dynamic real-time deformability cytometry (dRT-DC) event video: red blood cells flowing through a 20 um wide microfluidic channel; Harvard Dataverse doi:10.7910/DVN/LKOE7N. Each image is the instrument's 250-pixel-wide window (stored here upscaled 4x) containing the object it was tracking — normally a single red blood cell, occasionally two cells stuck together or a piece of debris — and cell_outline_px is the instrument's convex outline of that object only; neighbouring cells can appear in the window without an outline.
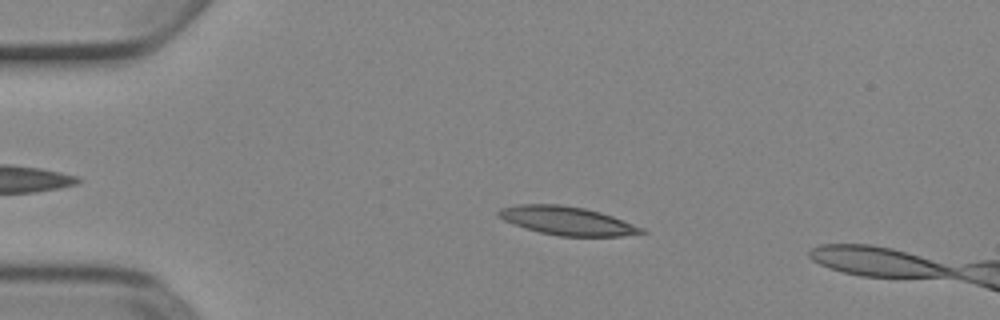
{"species": "Egyptian fruit bat (a non-hibernating species)", "species_latin": "Rousettus aegyptiacus", "temperature_condition": "cold", "stored_images_in_passage": 46, "camera_frame_rate_fps": 3000, "um_per_image_px": 0.085, "animal": {"sex": "female"}, "frame": {"image": 1, "passage_image": 11, "time_ms": 3.333, "image_size_px": [1000, 320], "cell_outline_px": [[648, 232], [620, 236], [560, 236], [540, 232], [504, 220], [496, 216], [496, 212], [500, 208], [516, 204], [560, 204], [584, 208], [600, 212], [612, 216], [644, 228]], "centroid_in_image_um": [48.19, 18.75], "position_along_channel_um": 36.8, "area_um2": 23.58}}
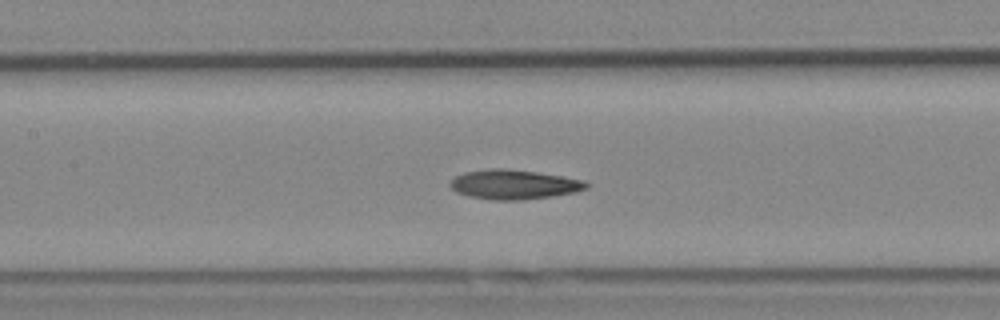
{"frame": {"image": 2, "passage_image": 24, "time_ms": 7.667, "image_size_px": [1000, 320], "cell_outline_px": [[588, 188], [572, 192], [552, 196], [524, 200], [492, 200], [468, 196], [456, 192], [448, 184], [456, 176], [464, 172], [492, 168], [504, 168], [536, 172], [584, 180], [588, 184]], "centroid_in_image_um": [43.65, 15.68], "position_along_channel_um": 163.8, "area_um2": 23.29}}
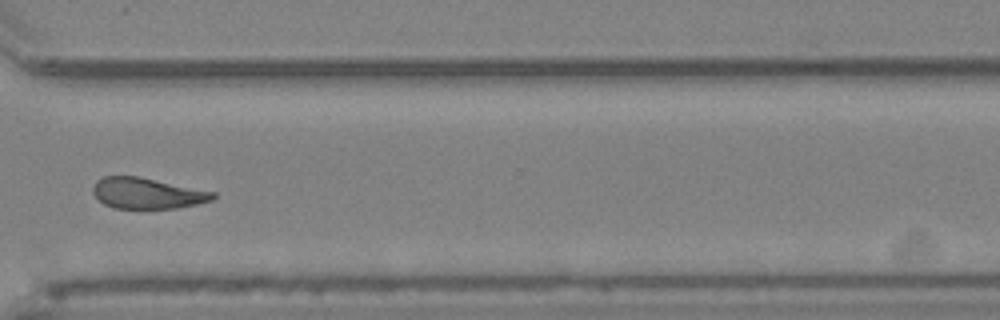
{"frame": {"image": 3, "passage_image": 39, "time_ms": 12.667, "image_size_px": [1000, 320], "cell_outline_px": [[216, 196], [212, 200], [196, 204], [176, 208], [116, 208], [104, 204], [92, 192], [92, 188], [96, 180], [104, 176], [136, 176], [216, 192]], "centroid_in_image_um": [12.5, 16.42], "position_along_channel_um": 358.1, "area_um2": 21.39}, "authors_computed_cell_mechanics": {"area_um2": 22.8021, "velocity_mm_per_s": 3.8876, "shape_relaxation_time_tau1_ms": 6.3184, "shape_relaxation_time_tau2_ms": 5.6352, "deformation_change_tau1": 0.1868, "deformation_change_tau2": 0.161}}